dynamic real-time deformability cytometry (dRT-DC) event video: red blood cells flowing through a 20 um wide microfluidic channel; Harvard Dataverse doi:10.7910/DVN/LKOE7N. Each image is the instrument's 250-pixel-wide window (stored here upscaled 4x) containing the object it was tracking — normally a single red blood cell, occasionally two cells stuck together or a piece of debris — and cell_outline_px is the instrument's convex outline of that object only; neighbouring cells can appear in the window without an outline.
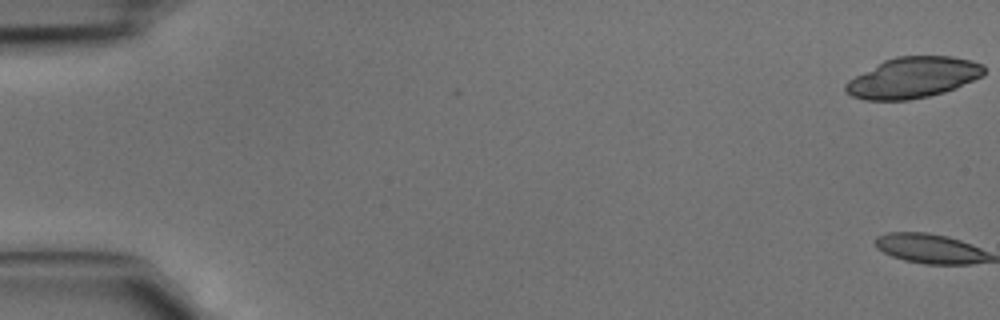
{"species": "common noctule bat (a hibernating species)", "species_latin": "Nyctalus noctula", "temperature_condition": "cold", "stored_images_in_passage": 5, "camera_frame_rate_fps": 3000, "um_per_image_px": 0.085, "animal": {"sex": "male", "body_mass_g": 15.6}, "frame": {"image": 1, "passage_image": 1, "time_ms": 0.0, "image_size_px": [1000, 320], "cell_outline_px": [[984, 76], [956, 88], [944, 92], [928, 96], [908, 100], [864, 100], [852, 96], [844, 92], [844, 84], [848, 80], [884, 60], [896, 56], [952, 56], [972, 60], [984, 64]], "centroid_in_image_um": [77.62, 6.6], "position_along_channel_um": 7.4, "area_um2": 33.12}}